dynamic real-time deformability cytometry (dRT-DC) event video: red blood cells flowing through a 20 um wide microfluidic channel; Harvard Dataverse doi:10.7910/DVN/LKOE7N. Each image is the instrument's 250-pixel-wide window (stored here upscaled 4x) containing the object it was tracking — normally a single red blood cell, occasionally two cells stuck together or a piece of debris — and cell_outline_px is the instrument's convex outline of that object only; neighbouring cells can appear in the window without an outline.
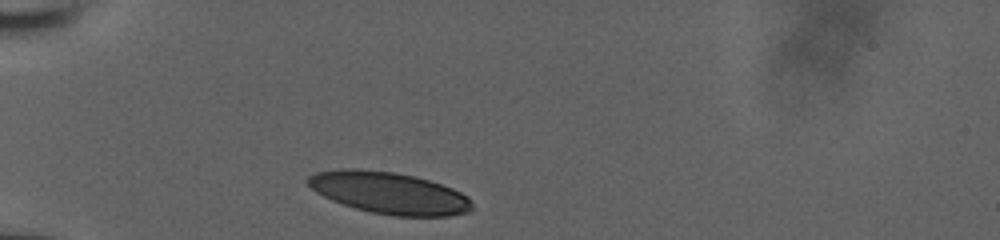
{"species": "human", "species_latin": "Homo sapiens", "temperature_condition": "room temperature", "stored_images_in_passage": 29, "camera_frame_rate_fps": 3000, "um_per_image_px": 0.085, "donor": {"sex": "male"}, "frame": {"image": 1, "passage_image": 1, "time_ms": 0.0, "image_size_px": [1000, 240], "cell_outline_px": [[472, 208], [468, 212], [448, 216], [392, 216], [372, 212], [356, 208], [332, 200], [316, 192], [304, 180], [308, 176], [316, 172], [344, 168], [356, 168], [392, 172], [416, 176], [452, 188], [468, 196], [472, 204]], "centroid_in_image_um": [33.07, 16.39], "position_along_channel_um": 51.9, "area_um2": 39.88}}
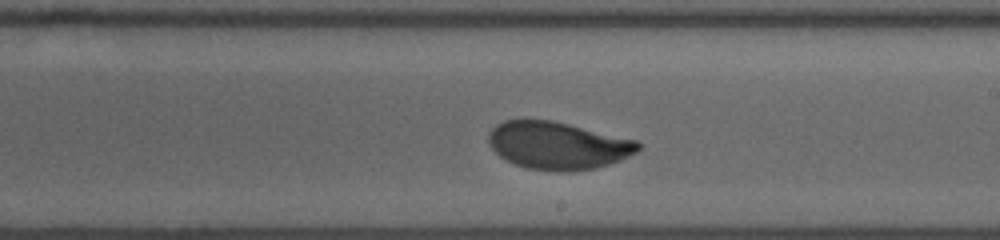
{"frame": {"image": 2, "passage_image": 17, "time_ms": 5.667, "image_size_px": [1000, 240], "cell_outline_px": [[640, 148], [636, 152], [620, 160], [596, 168], [568, 172], [560, 172], [524, 168], [500, 156], [488, 144], [488, 136], [492, 128], [496, 124], [504, 120], [552, 120], [636, 140], [640, 144]], "centroid_in_image_um": [47.4, 12.37], "position_along_channel_um": 241.6, "area_um2": 41.33}}
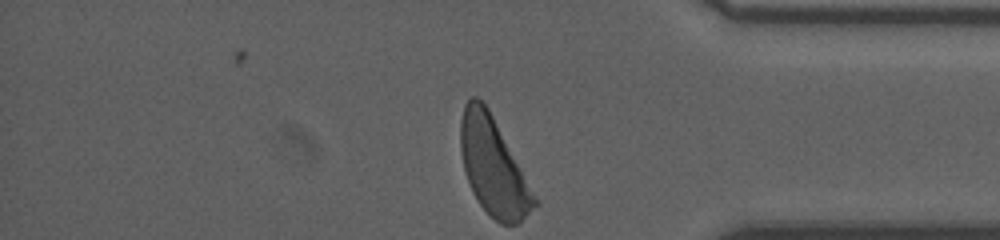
{"frame": {"image": 3, "passage_image": 29, "time_ms": 10.0, "image_size_px": [1000, 240], "cell_outline_px": [[540, 204], [520, 224], [500, 224], [480, 204], [472, 192], [464, 168], [460, 148], [460, 120], [464, 104], [472, 96], [476, 96], [488, 108], [540, 200]], "centroid_in_image_um": [41.98, 14.2], "position_along_channel_um": 393.2, "area_um2": 42.14}, "authors_computed_cell_mechanics": {"area_um2": 41.616, "velocity_mm_per_s": 3.808, "shape_relaxation_time_tau1_ms": 3.8506, "shape_relaxation_time_tau2_ms": null, "deformation_change_tau1": 0.1763, "deformation_change_tau2": null}}